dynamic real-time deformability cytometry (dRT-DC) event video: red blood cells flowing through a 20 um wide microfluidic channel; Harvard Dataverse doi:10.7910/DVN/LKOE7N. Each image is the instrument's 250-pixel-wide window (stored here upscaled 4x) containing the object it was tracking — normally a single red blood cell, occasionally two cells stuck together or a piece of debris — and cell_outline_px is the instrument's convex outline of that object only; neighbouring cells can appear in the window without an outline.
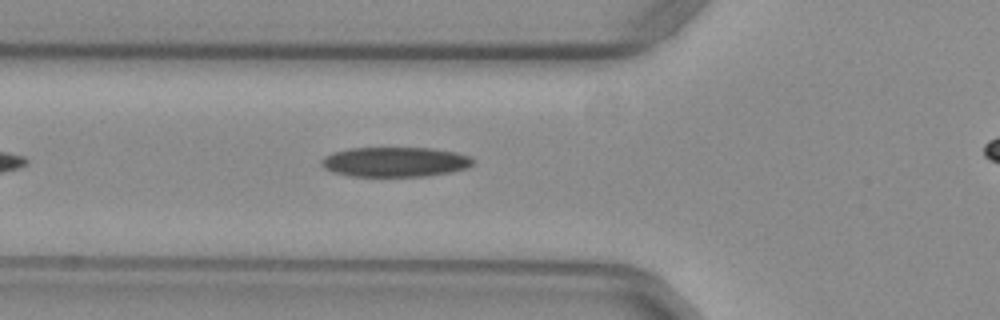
{"species": "common noctule bat (a hibernating species)", "species_latin": "Nyctalus noctula", "temperature_condition": "warm", "stored_images_in_passage": 34, "camera_frame_rate_fps": 3000, "um_per_image_px": 0.085, "animal": {"sex": "female", "body_mass_g": 29.2, "forearm_length_mm": 56.3}, "frame": {"image": 1, "passage_image": 6, "time_ms": 1.667, "image_size_px": [1000, 320], "cell_outline_px": [[472, 164], [468, 168], [452, 172], [428, 176], [348, 176], [332, 172], [324, 168], [320, 164], [320, 160], [324, 156], [332, 152], [348, 148], [432, 148], [456, 152], [472, 156]], "centroid_in_image_um": [33.56, 13.76], "position_along_channel_um": 92.2, "area_um2": 26.65}}